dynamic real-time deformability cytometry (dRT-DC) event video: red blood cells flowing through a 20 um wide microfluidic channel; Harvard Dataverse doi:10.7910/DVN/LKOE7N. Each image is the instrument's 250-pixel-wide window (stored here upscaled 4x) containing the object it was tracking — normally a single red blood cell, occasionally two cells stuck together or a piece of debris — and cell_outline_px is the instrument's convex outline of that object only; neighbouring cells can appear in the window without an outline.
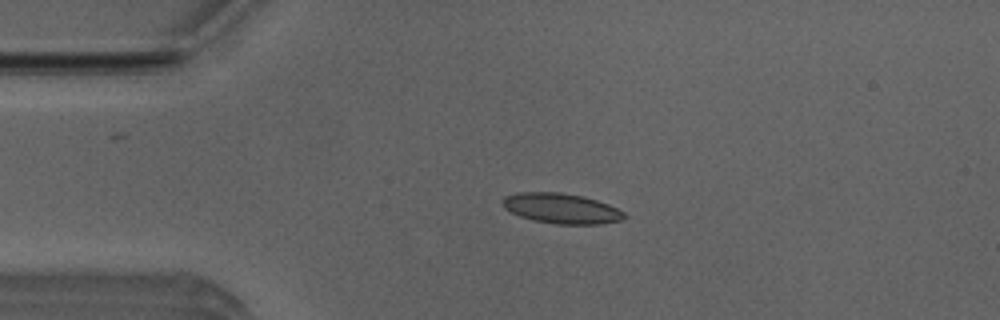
{"species": "Egyptian fruit bat (a non-hibernating species)", "species_latin": "Rousettus aegyptiacus", "temperature_condition": "room temperature", "stored_images_in_passage": 50, "camera_frame_rate_fps": 3000, "um_per_image_px": 0.085, "animal": {"sex": "male"}, "frame": {"image": 1, "passage_image": 10, "time_ms": 3.0, "image_size_px": [1000, 320], "cell_outline_px": [[628, 216], [620, 220], [600, 224], [556, 224], [532, 220], [520, 216], [504, 208], [504, 196], [516, 192], [556, 192], [580, 196], [596, 200], [608, 204], [624, 212]], "centroid_in_image_um": [47.71, 17.72], "position_along_channel_um": 37.3, "area_um2": 21.21}}
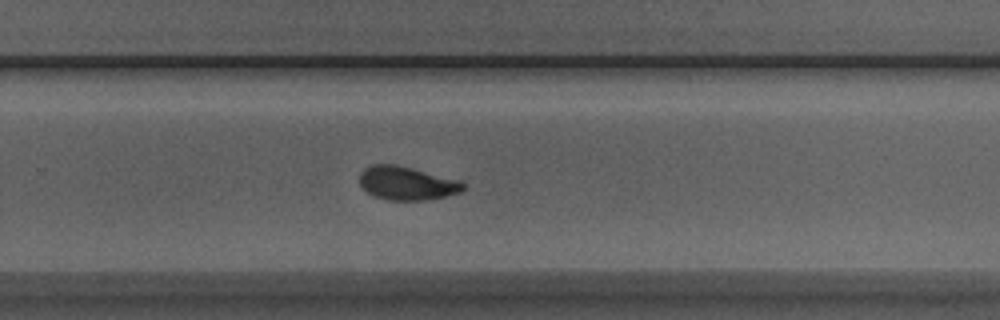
{"frame": {"image": 2, "passage_image": 32, "time_ms": 10.333, "image_size_px": [1000, 320], "cell_outline_px": [[464, 188], [460, 192], [428, 200], [388, 200], [372, 196], [360, 184], [360, 172], [364, 168], [372, 164], [396, 164], [412, 168], [456, 180], [464, 184]], "centroid_in_image_um": [34.51, 15.57], "position_along_channel_um": 295.3, "area_um2": 20.0}}
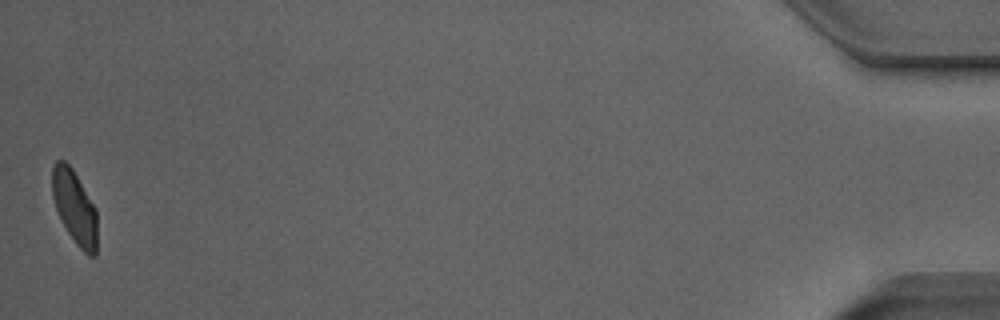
{"frame": {"image": 3, "passage_image": 50, "time_ms": 16.333, "image_size_px": [1000, 320], "cell_outline_px": [[96, 256], [88, 256], [76, 244], [60, 220], [52, 196], [52, 164], [56, 160], [64, 160], [72, 168], [96, 208]], "centroid_in_image_um": [6.32, 17.6], "position_along_channel_um": 428.9, "area_um2": 19.31}, "authors_computed_cell_mechanics": {"area_um2": 20.519, "velocity_mm_per_s": 3.9269, "shape_relaxation_time_tau1_ms": 3.8981, "shape_relaxation_time_tau2_ms": 1.2106, "deformation_change_tau1": 0.129, "deformation_change_tau2": 0.0589}}